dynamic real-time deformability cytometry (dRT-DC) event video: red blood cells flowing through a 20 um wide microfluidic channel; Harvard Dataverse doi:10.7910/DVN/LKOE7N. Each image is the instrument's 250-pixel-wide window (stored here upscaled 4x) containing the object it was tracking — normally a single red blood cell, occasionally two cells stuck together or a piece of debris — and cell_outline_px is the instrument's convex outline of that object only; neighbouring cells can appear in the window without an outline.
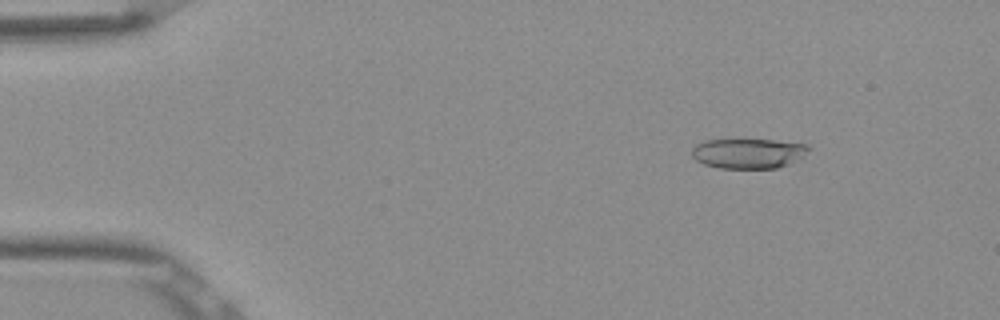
{"species": "Egyptian fruit bat (a non-hibernating species)", "species_latin": "Rousettus aegyptiacus", "temperature_condition": "room temperature", "stored_images_in_passage": 53, "camera_frame_rate_fps": 3000, "um_per_image_px": 0.085, "frame": {"image": 1, "passage_image": 7, "time_ms": 2.0, "image_size_px": [1000, 320], "cell_outline_px": [[808, 152], [788, 164], [776, 168], [720, 168], [704, 164], [696, 160], [692, 156], [692, 148], [696, 144], [704, 140], [772, 140], [804, 144], [808, 148]], "centroid_in_image_um": [63.54, 13.04], "position_along_channel_um": 21.5, "area_um2": 20.06}}
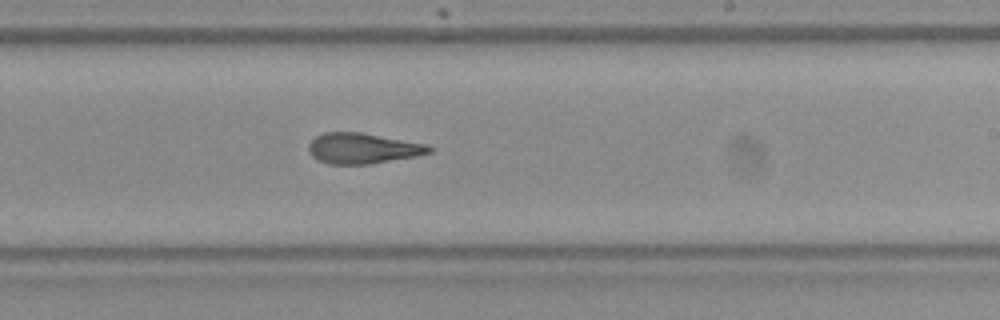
{"frame": {"image": 2, "passage_image": 32, "time_ms": 10.333, "image_size_px": [1000, 320], "cell_outline_px": [[432, 152], [416, 156], [368, 164], [328, 164], [316, 160], [308, 152], [308, 144], [316, 136], [324, 132], [360, 132], [428, 144], [432, 148]], "centroid_in_image_um": [30.8, 12.61], "position_along_channel_um": 258.2, "area_um2": 21.56}}
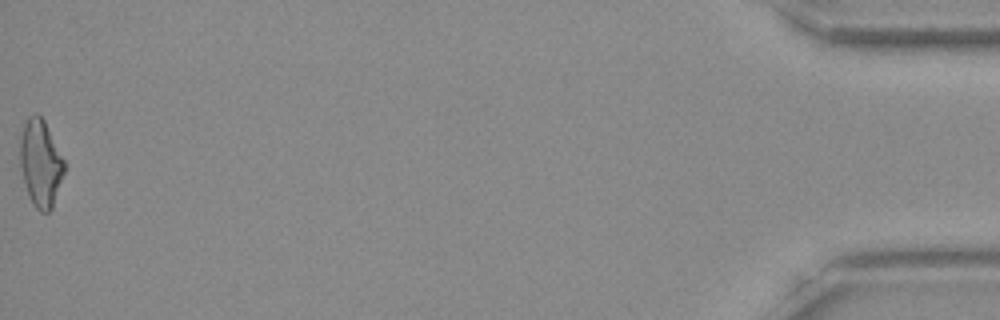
{"frame": {"image": 3, "passage_image": 53, "time_ms": 17.333, "image_size_px": [1000, 320], "cell_outline_px": [[64, 172], [52, 208], [48, 212], [40, 212], [32, 204], [24, 180], [20, 164], [20, 136], [24, 124], [28, 116], [32, 112], [36, 112], [44, 120], [64, 160]], "centroid_in_image_um": [3.44, 13.84], "position_along_channel_um": 431.8, "area_um2": 22.2}, "authors_computed_cell_mechanics": {"area_um2": 21.7906, "velocity_mm_per_s": 3.872, "shape_relaxation_time_tau1_ms": null, "shape_relaxation_time_tau2_ms": 3.3731, "deformation_change_tau1": null, "deformation_change_tau2": 0.1384}}